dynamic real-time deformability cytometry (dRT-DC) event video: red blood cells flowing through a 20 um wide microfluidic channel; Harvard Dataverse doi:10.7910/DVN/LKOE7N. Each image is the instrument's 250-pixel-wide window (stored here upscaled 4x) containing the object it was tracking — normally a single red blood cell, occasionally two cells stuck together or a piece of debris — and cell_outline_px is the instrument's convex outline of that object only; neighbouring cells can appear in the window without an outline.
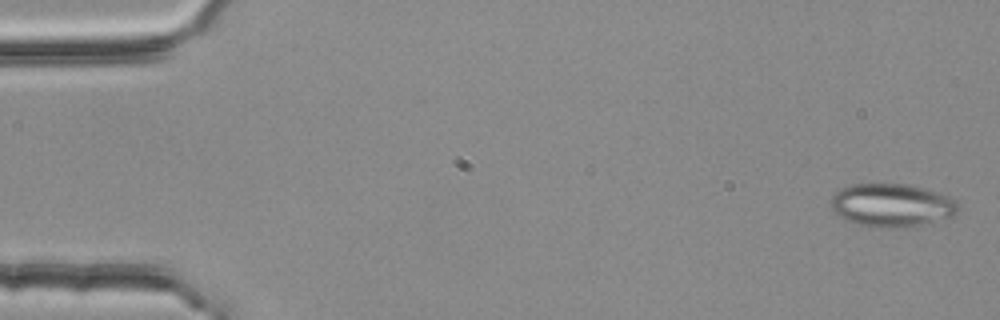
{"species": "common noctule bat (a hibernating species)", "species_latin": "Nyctalus noctula", "temperature_condition": "room temperature", "stored_images_in_passage": 4, "camera_frame_rate_fps": 3000, "um_per_image_px": 0.085, "animal": {"sex": "female", "body_mass_g": 25.1}, "frame": {"image": 1, "passage_image": 1, "time_ms": 0.0, "image_size_px": [1000, 320], "cell_outline_px": [[960, 208], [952, 216], [904, 228], [872, 228], [848, 220], [840, 216], [832, 208], [832, 196], [840, 188], [852, 184], [908, 184], [924, 188], [948, 196], [956, 200]], "centroid_in_image_um": [75.8, 17.44], "position_along_channel_um": 9.2, "area_um2": 31.85}}